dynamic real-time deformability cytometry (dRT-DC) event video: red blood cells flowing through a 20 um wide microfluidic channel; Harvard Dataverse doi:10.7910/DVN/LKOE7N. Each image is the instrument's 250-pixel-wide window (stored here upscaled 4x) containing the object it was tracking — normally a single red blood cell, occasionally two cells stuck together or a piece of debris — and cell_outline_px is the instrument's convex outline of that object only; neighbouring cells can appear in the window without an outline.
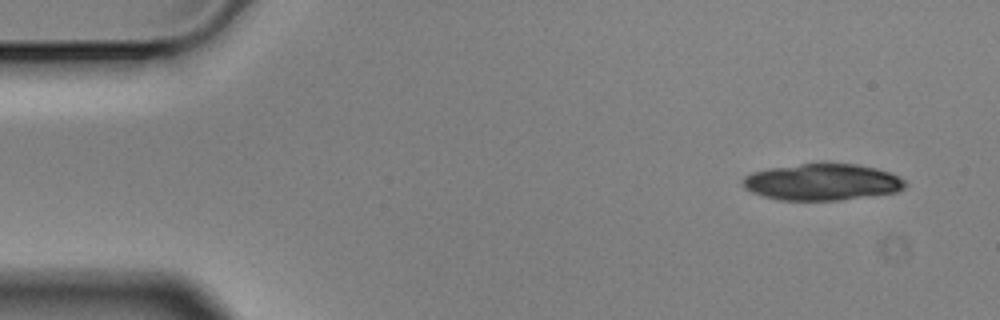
{"species": "Egyptian fruit bat (a non-hibernating species)", "species_latin": "Rousettus aegyptiacus", "temperature_condition": "cold", "stored_images_in_passage": 4, "camera_frame_rate_fps": 3000, "um_per_image_px": 0.085, "animal": {"sex": "male"}, "frame": {"image": 1, "passage_image": 1, "time_ms": 0.0, "image_size_px": [1000, 320], "cell_outline_px": [[908, 184], [904, 188], [896, 192], [840, 200], [780, 200], [764, 196], [752, 192], [744, 188], [744, 176], [752, 172], [768, 168], [800, 164], [856, 164], [876, 168], [888, 172], [904, 180]], "centroid_in_image_um": [69.88, 15.48], "position_along_channel_um": 15.1, "area_um2": 34.28}}